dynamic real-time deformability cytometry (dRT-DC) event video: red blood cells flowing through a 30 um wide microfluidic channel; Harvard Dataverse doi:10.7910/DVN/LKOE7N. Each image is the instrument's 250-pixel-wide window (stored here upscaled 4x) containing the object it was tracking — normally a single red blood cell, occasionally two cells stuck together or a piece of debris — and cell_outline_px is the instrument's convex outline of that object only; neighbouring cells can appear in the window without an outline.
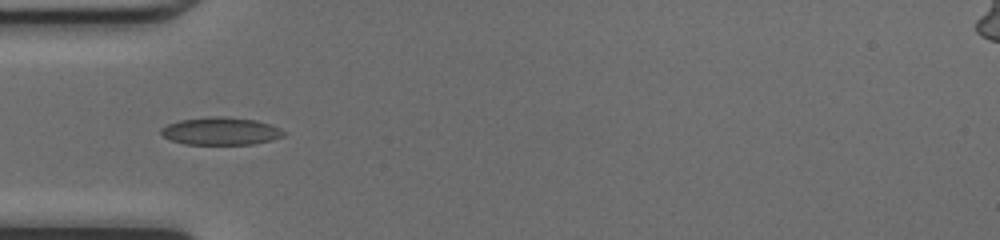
{"species": "common noctule bat (a hibernating species)", "species_latin": "Nyctalus noctula", "temperature_condition": "cold", "stored_images_in_passage": 6, "camera_frame_rate_fps": 3000, "um_per_image_px": 0.085, "animal": {"sex": "female", "body_mass_g": 17.0, "forearm_length_mm": 48.0}, "frame": {"image": 1, "passage_image": 4, "time_ms": 1.0, "image_size_px": [1000, 240], "cell_outline_px": [[284, 136], [272, 140], [252, 144], [184, 144], [172, 140], [164, 136], [160, 132], [160, 128], [168, 124], [180, 120], [212, 116], [224, 116], [256, 120], [280, 128], [284, 132]], "centroid_in_image_um": [18.76, 11.14], "position_along_channel_um": 66.2, "area_um2": 19.65}}